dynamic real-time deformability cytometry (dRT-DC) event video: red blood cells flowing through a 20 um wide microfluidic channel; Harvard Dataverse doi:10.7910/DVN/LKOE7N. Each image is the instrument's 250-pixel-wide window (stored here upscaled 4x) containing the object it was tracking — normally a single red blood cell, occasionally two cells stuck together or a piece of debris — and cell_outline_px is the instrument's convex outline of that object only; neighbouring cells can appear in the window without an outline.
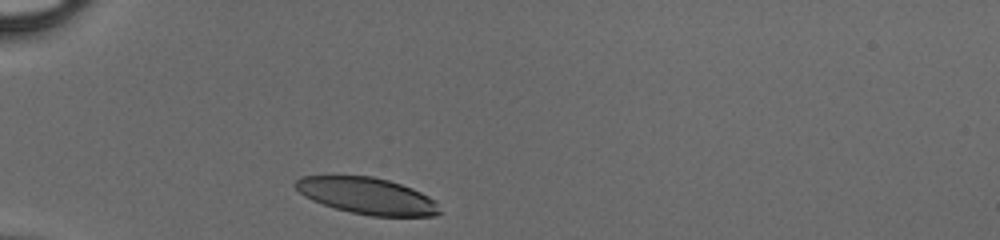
{"species": "human", "species_latin": "Homo sapiens", "temperature_condition": "cold", "stored_images_in_passage": 27, "camera_frame_rate_fps": 3000, "um_per_image_px": 0.085, "donor": {"sex": "male"}, "frame": {"image": 1, "passage_image": 1, "time_ms": 0.0, "image_size_px": [1000, 240], "cell_outline_px": [[440, 212], [436, 216], [372, 216], [352, 212], [336, 208], [312, 200], [304, 196], [292, 184], [300, 176], [372, 176], [388, 180], [412, 188], [436, 200]], "centroid_in_image_um": [31.2, 16.64], "position_along_channel_um": 53.8, "area_um2": 30.52}}
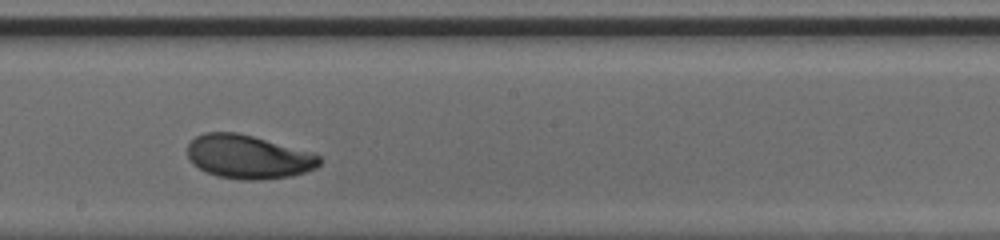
{"frame": {"image": 2, "passage_image": 15, "time_ms": 4.667, "image_size_px": [1000, 240], "cell_outline_px": [[320, 164], [316, 168], [292, 176], [260, 180], [244, 180], [216, 176], [192, 164], [188, 156], [188, 144], [196, 136], [204, 132], [236, 132], [252, 136], [312, 152], [320, 156]], "centroid_in_image_um": [21.1, 13.33], "position_along_channel_um": 227.1, "area_um2": 33.52}}
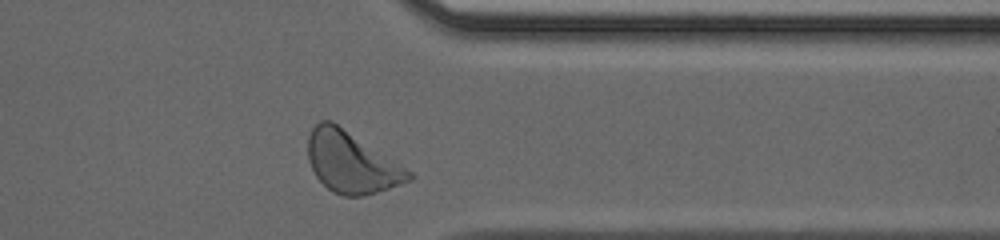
{"frame": {"image": 3, "passage_image": 26, "time_ms": 8.333, "image_size_px": [1000, 240], "cell_outline_px": [[412, 180], [364, 196], [344, 196], [332, 192], [316, 176], [308, 160], [308, 136], [312, 128], [320, 120], [332, 120], [412, 172]], "centroid_in_image_um": [29.84, 13.79], "position_along_channel_um": 381.6, "area_um2": 35.55}}